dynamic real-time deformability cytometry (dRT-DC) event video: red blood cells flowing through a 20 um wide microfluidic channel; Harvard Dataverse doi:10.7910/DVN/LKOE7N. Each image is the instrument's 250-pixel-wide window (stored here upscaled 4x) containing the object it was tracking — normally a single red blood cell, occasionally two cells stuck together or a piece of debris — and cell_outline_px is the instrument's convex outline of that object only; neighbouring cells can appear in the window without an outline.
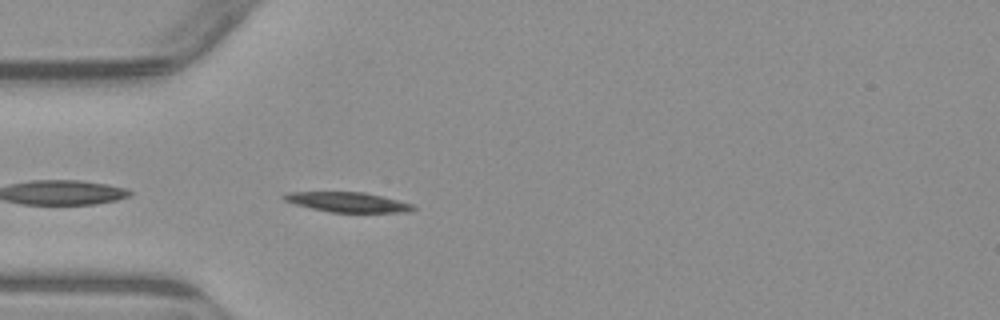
{"species": "common noctule bat (a hibernating species)", "species_latin": "Nyctalus noctula", "temperature_condition": "warm", "stored_images_in_passage": 4, "camera_frame_rate_fps": 3000, "um_per_image_px": 0.085, "animal": {"sex": "male", "body_mass_g": 23.1, "forearm_length_mm": 52.7}, "frame": {"image": 1, "passage_image": 4, "time_ms": 5.0, "image_size_px": [1000, 320], "cell_outline_px": [[416, 208], [404, 212], [332, 212], [312, 208], [296, 204], [284, 200], [280, 196], [288, 192], [364, 192], [416, 204]], "centroid_in_image_um": [29.58, 17.17], "position_along_channel_um": 55.4, "area_um2": 14.85}}